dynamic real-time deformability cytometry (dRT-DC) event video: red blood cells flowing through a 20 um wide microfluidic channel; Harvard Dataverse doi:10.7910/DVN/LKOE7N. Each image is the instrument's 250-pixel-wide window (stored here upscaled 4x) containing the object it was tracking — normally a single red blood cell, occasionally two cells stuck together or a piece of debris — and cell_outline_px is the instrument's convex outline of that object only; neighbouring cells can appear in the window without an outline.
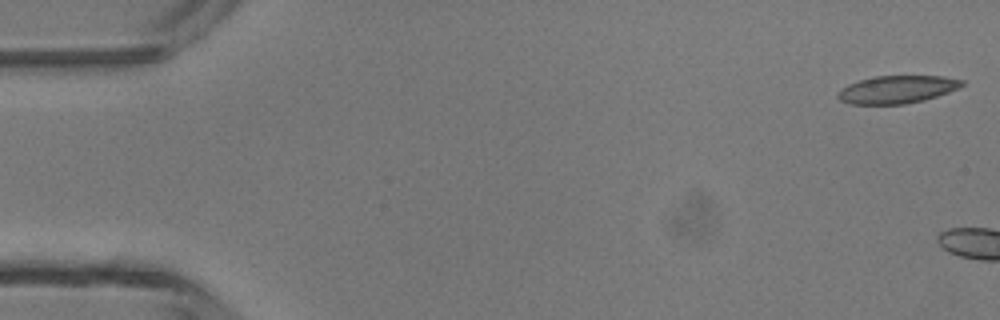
{"species": "common noctule bat (a hibernating species)", "species_latin": "Nyctalus noctula", "temperature_condition": "room temperature", "stored_images_in_passage": 4, "camera_frame_rate_fps": 3000, "um_per_image_px": 0.085, "animal": {"sex": "male", "body_mass_g": 13.3}, "frame": {"image": 1, "passage_image": 1, "time_ms": 0.0, "image_size_px": [1000, 320], "cell_outline_px": [[964, 84], [948, 92], [924, 100], [904, 104], [852, 104], [840, 100], [836, 96], [848, 84], [860, 80], [876, 76], [940, 76], [964, 80]], "centroid_in_image_um": [76.25, 7.6], "position_along_channel_um": 8.7, "area_um2": 19.71}}